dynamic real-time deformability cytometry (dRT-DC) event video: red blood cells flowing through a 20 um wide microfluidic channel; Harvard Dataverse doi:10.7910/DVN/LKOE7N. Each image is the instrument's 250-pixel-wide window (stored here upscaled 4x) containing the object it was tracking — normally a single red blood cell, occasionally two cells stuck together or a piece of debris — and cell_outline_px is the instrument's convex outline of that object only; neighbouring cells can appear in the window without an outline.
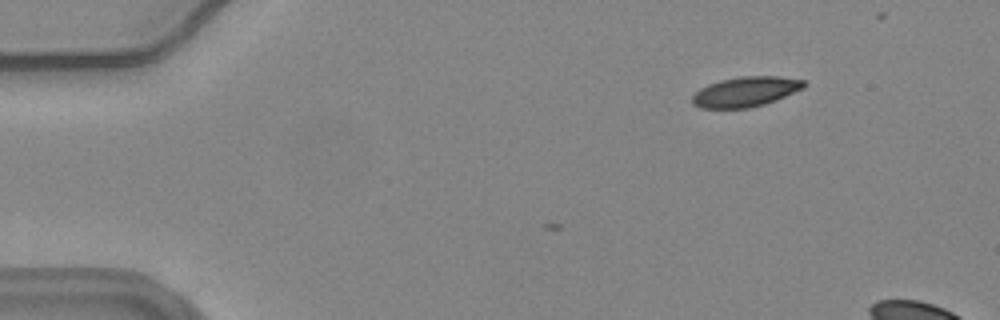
{"species": "common noctule bat (a hibernating species)", "species_latin": "Nyctalus noctula", "temperature_condition": "warm", "stored_images_in_passage": 5, "camera_frame_rate_fps": 3000, "um_per_image_px": 0.085, "animal": {"sex": "female", "body_mass_g": 24.6, "forearm_length_mm": 56.2}, "frame": {"image": 1, "passage_image": 1, "time_ms": 0.0, "image_size_px": [1000, 320], "cell_outline_px": [[808, 84], [804, 88], [776, 100], [764, 104], [748, 108], [700, 108], [692, 104], [692, 96], [700, 88], [708, 84], [720, 80], [740, 76], [780, 76], [804, 80]], "centroid_in_image_um": [63.39, 7.79], "position_along_channel_um": 21.6, "area_um2": 19.65}}